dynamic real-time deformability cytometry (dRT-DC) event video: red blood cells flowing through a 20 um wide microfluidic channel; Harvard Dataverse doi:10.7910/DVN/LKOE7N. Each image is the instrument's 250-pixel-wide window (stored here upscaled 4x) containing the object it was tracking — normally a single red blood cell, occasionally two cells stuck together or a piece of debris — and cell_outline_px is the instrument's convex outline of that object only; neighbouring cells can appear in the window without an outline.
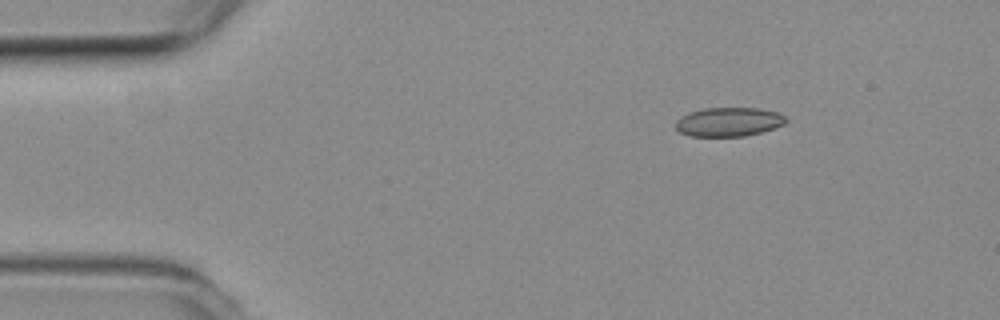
{"species": "common noctule bat (a hibernating species)", "species_latin": "Nyctalus noctula", "temperature_condition": "room temperature", "stored_images_in_passage": 47, "camera_frame_rate_fps": 3000, "um_per_image_px": 0.085, "animal": {"sex": "female", "body_mass_g": 19.3, "forearm_length_mm": 54.1}, "frame": {"image": 1, "passage_image": 1, "time_ms": 0.0, "image_size_px": [1000, 320], "cell_outline_px": [[788, 120], [784, 124], [760, 132], [744, 136], [692, 136], [680, 132], [676, 128], [676, 120], [680, 116], [704, 108], [756, 108], [776, 112], [784, 116]], "centroid_in_image_um": [61.92, 10.36], "position_along_channel_um": 23.1, "area_um2": 18.38}}
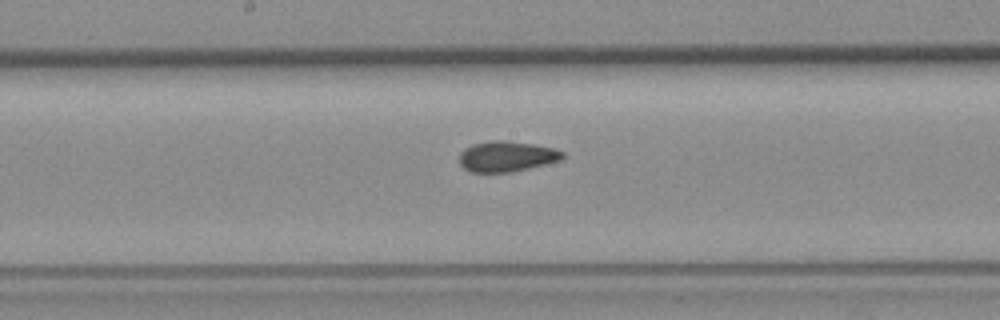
{"frame": {"image": 2, "passage_image": 21, "time_ms": 6.667, "image_size_px": [1000, 320], "cell_outline_px": [[564, 156], [560, 160], [512, 172], [472, 172], [464, 168], [460, 164], [460, 152], [464, 148], [472, 144], [492, 140], [504, 140], [532, 144], [556, 148], [564, 152]], "centroid_in_image_um": [43.05, 13.28], "position_along_channel_um": 205.1, "area_um2": 18.32}}
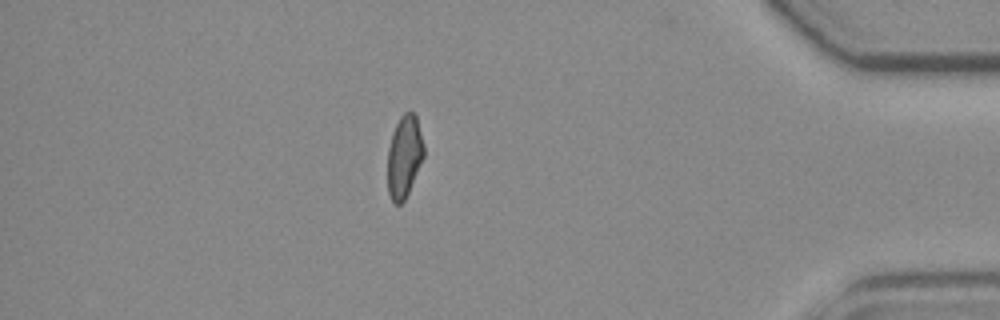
{"frame": {"image": 3, "passage_image": 40, "time_ms": 13.0, "image_size_px": [1000, 320], "cell_outline_px": [[424, 156], [408, 192], [404, 200], [400, 204], [396, 204], [392, 200], [388, 192], [388, 148], [392, 132], [400, 116], [404, 112], [412, 112], [416, 116], [424, 144]], "centroid_in_image_um": [34.36, 13.28], "position_along_channel_um": 400.8, "area_um2": 17.22}, "authors_computed_cell_mechanics": {"area_um2": 18.3804, "velocity_mm_per_s": 3.7947, "shape_relaxation_time_tau1_ms": null, "shape_relaxation_time_tau2_ms": 1.7236, "deformation_change_tau1": null, "deformation_change_tau2": 0.0648}}